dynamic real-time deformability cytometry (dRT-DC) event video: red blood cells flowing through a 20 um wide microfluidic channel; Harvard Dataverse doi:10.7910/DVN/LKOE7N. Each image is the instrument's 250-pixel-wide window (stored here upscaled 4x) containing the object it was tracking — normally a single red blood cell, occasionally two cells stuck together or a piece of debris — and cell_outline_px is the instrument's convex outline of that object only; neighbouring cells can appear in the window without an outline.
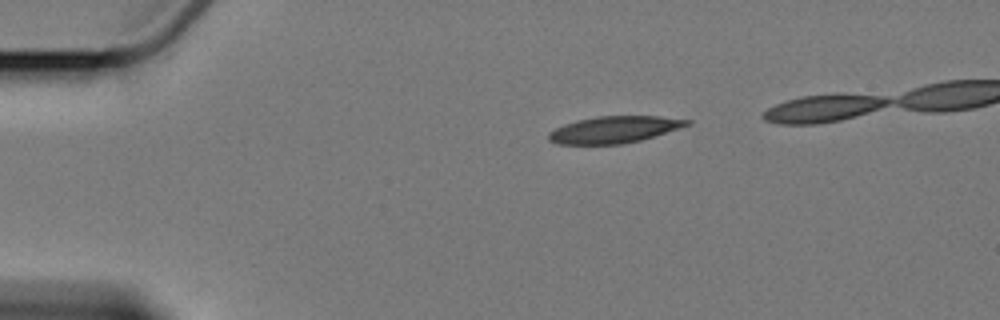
{"species": "Egyptian fruit bat (a non-hibernating species)", "species_latin": "Rousettus aegyptiacus", "temperature_condition": "cold", "stored_images_in_passage": 3, "camera_frame_rate_fps": 3000, "um_per_image_px": 0.085, "animal": {"sex": "female"}, "frame": {"image": 1, "passage_image": 3, "time_ms": 3.667, "image_size_px": [1000, 320], "cell_outline_px": [[692, 124], [640, 140], [620, 144], [560, 144], [548, 140], [548, 132], [564, 124], [596, 116], [660, 116], [692, 120]], "centroid_in_image_um": [52.22, 11.01], "position_along_channel_um": 32.8, "area_um2": 21.39}}